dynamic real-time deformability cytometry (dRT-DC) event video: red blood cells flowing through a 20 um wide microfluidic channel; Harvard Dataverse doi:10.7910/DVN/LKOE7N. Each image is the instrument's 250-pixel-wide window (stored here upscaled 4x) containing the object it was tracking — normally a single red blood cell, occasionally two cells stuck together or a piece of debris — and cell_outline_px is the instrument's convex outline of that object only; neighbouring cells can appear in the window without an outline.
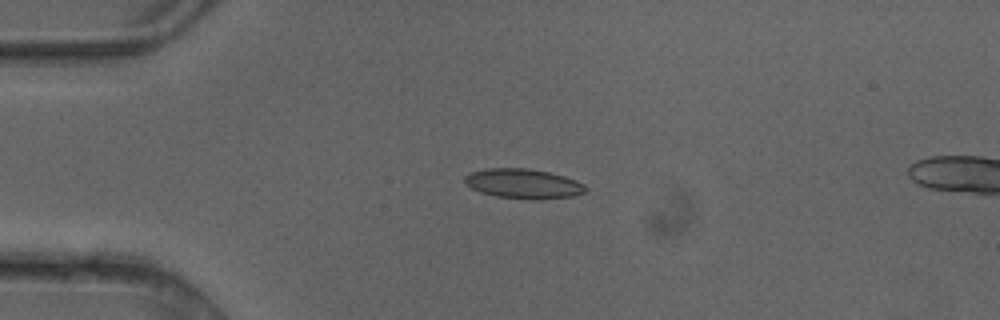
{"species": "common noctule bat (a hibernating species)", "species_latin": "Nyctalus noctula", "temperature_condition": "cold", "stored_images_in_passage": 3, "camera_frame_rate_fps": 3000, "um_per_image_px": 0.085, "animal": {"sex": "female"}, "frame": {"image": 1, "passage_image": 2, "time_ms": 0.333, "image_size_px": [1000, 320], "cell_outline_px": [[588, 192], [572, 196], [540, 200], [532, 200], [496, 196], [480, 192], [464, 184], [464, 176], [468, 172], [488, 168], [528, 168], [548, 172], [564, 176], [576, 180], [584, 184], [588, 188]], "centroid_in_image_um": [44.49, 15.62], "position_along_channel_um": 40.5, "area_um2": 21.27}}